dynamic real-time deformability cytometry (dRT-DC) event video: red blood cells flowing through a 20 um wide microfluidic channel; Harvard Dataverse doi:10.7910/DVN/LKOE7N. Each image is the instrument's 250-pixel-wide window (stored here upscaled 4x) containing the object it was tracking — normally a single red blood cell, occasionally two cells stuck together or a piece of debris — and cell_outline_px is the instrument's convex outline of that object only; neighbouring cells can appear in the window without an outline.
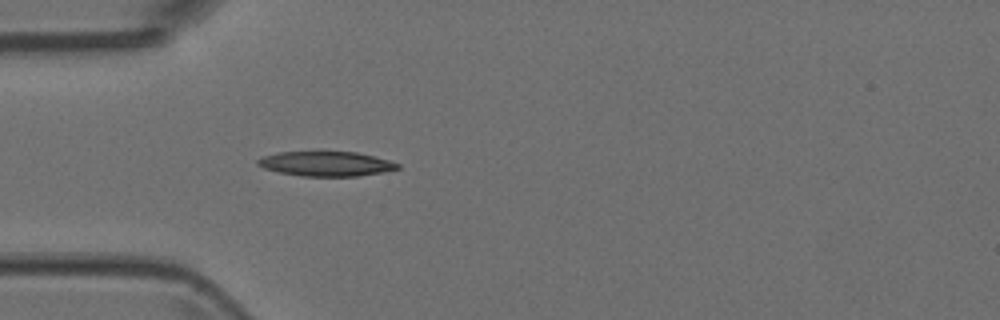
{"species": "Egyptian fruit bat (a non-hibernating species)", "species_latin": "Rousettus aegyptiacus", "temperature_condition": "room temperature", "stored_images_in_passage": 1, "camera_frame_rate_fps": 3000, "um_per_image_px": 0.085, "animal": {"sex": "female"}, "frame": {"image": 1, "passage_image": 1, "time_ms": 0.0, "image_size_px": [1000, 320], "cell_outline_px": [[400, 168], [384, 172], [356, 176], [304, 176], [280, 172], [264, 168], [256, 164], [256, 160], [264, 156], [280, 152], [356, 152], [388, 160], [400, 164]], "centroid_in_image_um": [27.72, 13.92], "position_along_channel_um": 57.3, "area_um2": 19.88}}